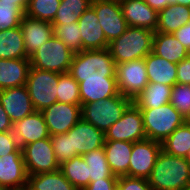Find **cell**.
<instances>
[{"mask_svg": "<svg viewBox=\"0 0 190 190\" xmlns=\"http://www.w3.org/2000/svg\"><path fill=\"white\" fill-rule=\"evenodd\" d=\"M152 190H183L190 186V164L184 157L161 150L147 178Z\"/></svg>", "mask_w": 190, "mask_h": 190, "instance_id": "6da1fadb", "label": "cell"}, {"mask_svg": "<svg viewBox=\"0 0 190 190\" xmlns=\"http://www.w3.org/2000/svg\"><path fill=\"white\" fill-rule=\"evenodd\" d=\"M78 83L116 77V64L108 48L74 53L68 72Z\"/></svg>", "mask_w": 190, "mask_h": 190, "instance_id": "7a4b0ae2", "label": "cell"}, {"mask_svg": "<svg viewBox=\"0 0 190 190\" xmlns=\"http://www.w3.org/2000/svg\"><path fill=\"white\" fill-rule=\"evenodd\" d=\"M154 33L150 29L128 26L120 37L108 45L115 64L145 58L152 52Z\"/></svg>", "mask_w": 190, "mask_h": 190, "instance_id": "3957f363", "label": "cell"}, {"mask_svg": "<svg viewBox=\"0 0 190 190\" xmlns=\"http://www.w3.org/2000/svg\"><path fill=\"white\" fill-rule=\"evenodd\" d=\"M133 100L118 93L103 101L81 105L82 119L91 123L102 132H106L122 116Z\"/></svg>", "mask_w": 190, "mask_h": 190, "instance_id": "277c9868", "label": "cell"}, {"mask_svg": "<svg viewBox=\"0 0 190 190\" xmlns=\"http://www.w3.org/2000/svg\"><path fill=\"white\" fill-rule=\"evenodd\" d=\"M146 139L162 143L186 119L169 103L158 108L140 109Z\"/></svg>", "mask_w": 190, "mask_h": 190, "instance_id": "5b68a950", "label": "cell"}, {"mask_svg": "<svg viewBox=\"0 0 190 190\" xmlns=\"http://www.w3.org/2000/svg\"><path fill=\"white\" fill-rule=\"evenodd\" d=\"M74 53L56 36H52L46 43L29 56L31 67L68 73Z\"/></svg>", "mask_w": 190, "mask_h": 190, "instance_id": "8992f818", "label": "cell"}, {"mask_svg": "<svg viewBox=\"0 0 190 190\" xmlns=\"http://www.w3.org/2000/svg\"><path fill=\"white\" fill-rule=\"evenodd\" d=\"M60 73L30 67L26 86L36 111L57 102L58 81Z\"/></svg>", "mask_w": 190, "mask_h": 190, "instance_id": "52a82bcc", "label": "cell"}, {"mask_svg": "<svg viewBox=\"0 0 190 190\" xmlns=\"http://www.w3.org/2000/svg\"><path fill=\"white\" fill-rule=\"evenodd\" d=\"M22 154L27 175L54 172L60 168L50 137L23 146Z\"/></svg>", "mask_w": 190, "mask_h": 190, "instance_id": "ba28073f", "label": "cell"}, {"mask_svg": "<svg viewBox=\"0 0 190 190\" xmlns=\"http://www.w3.org/2000/svg\"><path fill=\"white\" fill-rule=\"evenodd\" d=\"M118 92L133 101L149 84L144 58L116 64Z\"/></svg>", "mask_w": 190, "mask_h": 190, "instance_id": "9c48e42d", "label": "cell"}, {"mask_svg": "<svg viewBox=\"0 0 190 190\" xmlns=\"http://www.w3.org/2000/svg\"><path fill=\"white\" fill-rule=\"evenodd\" d=\"M98 23L102 26L105 38L110 43L120 37L128 28L119 0H92Z\"/></svg>", "mask_w": 190, "mask_h": 190, "instance_id": "30bf717a", "label": "cell"}, {"mask_svg": "<svg viewBox=\"0 0 190 190\" xmlns=\"http://www.w3.org/2000/svg\"><path fill=\"white\" fill-rule=\"evenodd\" d=\"M146 139L143 116L140 109L132 103L123 116L106 132L105 140L138 142Z\"/></svg>", "mask_w": 190, "mask_h": 190, "instance_id": "8fae6325", "label": "cell"}, {"mask_svg": "<svg viewBox=\"0 0 190 190\" xmlns=\"http://www.w3.org/2000/svg\"><path fill=\"white\" fill-rule=\"evenodd\" d=\"M161 150L162 143L151 139L134 142L129 160L128 176L147 179Z\"/></svg>", "mask_w": 190, "mask_h": 190, "instance_id": "7c38bea8", "label": "cell"}, {"mask_svg": "<svg viewBox=\"0 0 190 190\" xmlns=\"http://www.w3.org/2000/svg\"><path fill=\"white\" fill-rule=\"evenodd\" d=\"M41 112L50 136L67 133L82 118L81 105L58 101Z\"/></svg>", "mask_w": 190, "mask_h": 190, "instance_id": "4fadbf2b", "label": "cell"}, {"mask_svg": "<svg viewBox=\"0 0 190 190\" xmlns=\"http://www.w3.org/2000/svg\"><path fill=\"white\" fill-rule=\"evenodd\" d=\"M66 134L70 137L71 151L75 156H83L105 144V133L82 118Z\"/></svg>", "mask_w": 190, "mask_h": 190, "instance_id": "5bb4252c", "label": "cell"}, {"mask_svg": "<svg viewBox=\"0 0 190 190\" xmlns=\"http://www.w3.org/2000/svg\"><path fill=\"white\" fill-rule=\"evenodd\" d=\"M0 103L13 124L36 111L26 85L0 90Z\"/></svg>", "mask_w": 190, "mask_h": 190, "instance_id": "9a60e30c", "label": "cell"}, {"mask_svg": "<svg viewBox=\"0 0 190 190\" xmlns=\"http://www.w3.org/2000/svg\"><path fill=\"white\" fill-rule=\"evenodd\" d=\"M27 172L22 152L0 156V185L9 190H23L27 186Z\"/></svg>", "mask_w": 190, "mask_h": 190, "instance_id": "2e32d148", "label": "cell"}, {"mask_svg": "<svg viewBox=\"0 0 190 190\" xmlns=\"http://www.w3.org/2000/svg\"><path fill=\"white\" fill-rule=\"evenodd\" d=\"M128 26L150 29L156 32L158 12L144 0H119Z\"/></svg>", "mask_w": 190, "mask_h": 190, "instance_id": "e0dca14e", "label": "cell"}, {"mask_svg": "<svg viewBox=\"0 0 190 190\" xmlns=\"http://www.w3.org/2000/svg\"><path fill=\"white\" fill-rule=\"evenodd\" d=\"M13 133L20 148L35 141L50 137L41 111L24 117L13 124Z\"/></svg>", "mask_w": 190, "mask_h": 190, "instance_id": "ac0fdd59", "label": "cell"}, {"mask_svg": "<svg viewBox=\"0 0 190 190\" xmlns=\"http://www.w3.org/2000/svg\"><path fill=\"white\" fill-rule=\"evenodd\" d=\"M78 25L82 50H95L108 48V41L105 38L102 26L98 23L95 9L90 6L78 19Z\"/></svg>", "mask_w": 190, "mask_h": 190, "instance_id": "d6986e66", "label": "cell"}, {"mask_svg": "<svg viewBox=\"0 0 190 190\" xmlns=\"http://www.w3.org/2000/svg\"><path fill=\"white\" fill-rule=\"evenodd\" d=\"M19 27L23 34L28 56L33 54L53 36V26L51 22L30 18L26 15L23 16Z\"/></svg>", "mask_w": 190, "mask_h": 190, "instance_id": "ffe728a7", "label": "cell"}, {"mask_svg": "<svg viewBox=\"0 0 190 190\" xmlns=\"http://www.w3.org/2000/svg\"><path fill=\"white\" fill-rule=\"evenodd\" d=\"M81 105L103 101L116 96L118 92L116 77H105L79 82Z\"/></svg>", "mask_w": 190, "mask_h": 190, "instance_id": "44dd1931", "label": "cell"}, {"mask_svg": "<svg viewBox=\"0 0 190 190\" xmlns=\"http://www.w3.org/2000/svg\"><path fill=\"white\" fill-rule=\"evenodd\" d=\"M149 83H160L173 87L177 83V64L150 52L145 58Z\"/></svg>", "mask_w": 190, "mask_h": 190, "instance_id": "7402d4cb", "label": "cell"}, {"mask_svg": "<svg viewBox=\"0 0 190 190\" xmlns=\"http://www.w3.org/2000/svg\"><path fill=\"white\" fill-rule=\"evenodd\" d=\"M105 155L112 173L119 176H128L132 142L105 140Z\"/></svg>", "mask_w": 190, "mask_h": 190, "instance_id": "603a6c76", "label": "cell"}, {"mask_svg": "<svg viewBox=\"0 0 190 190\" xmlns=\"http://www.w3.org/2000/svg\"><path fill=\"white\" fill-rule=\"evenodd\" d=\"M29 59H0V90L26 85Z\"/></svg>", "mask_w": 190, "mask_h": 190, "instance_id": "cb8c5ba5", "label": "cell"}, {"mask_svg": "<svg viewBox=\"0 0 190 190\" xmlns=\"http://www.w3.org/2000/svg\"><path fill=\"white\" fill-rule=\"evenodd\" d=\"M152 52L175 64L190 55V52L173 34L160 32L154 33Z\"/></svg>", "mask_w": 190, "mask_h": 190, "instance_id": "d4e9b609", "label": "cell"}, {"mask_svg": "<svg viewBox=\"0 0 190 190\" xmlns=\"http://www.w3.org/2000/svg\"><path fill=\"white\" fill-rule=\"evenodd\" d=\"M190 22L189 7L172 4L158 12L156 32L173 34L180 27Z\"/></svg>", "mask_w": 190, "mask_h": 190, "instance_id": "484cf974", "label": "cell"}, {"mask_svg": "<svg viewBox=\"0 0 190 190\" xmlns=\"http://www.w3.org/2000/svg\"><path fill=\"white\" fill-rule=\"evenodd\" d=\"M0 59H29L19 26L0 31Z\"/></svg>", "mask_w": 190, "mask_h": 190, "instance_id": "4316f807", "label": "cell"}, {"mask_svg": "<svg viewBox=\"0 0 190 190\" xmlns=\"http://www.w3.org/2000/svg\"><path fill=\"white\" fill-rule=\"evenodd\" d=\"M171 90V86L160 83H149L133 103L139 109H156L170 102Z\"/></svg>", "mask_w": 190, "mask_h": 190, "instance_id": "83f0119b", "label": "cell"}, {"mask_svg": "<svg viewBox=\"0 0 190 190\" xmlns=\"http://www.w3.org/2000/svg\"><path fill=\"white\" fill-rule=\"evenodd\" d=\"M26 188L28 190H78L60 170L28 175Z\"/></svg>", "mask_w": 190, "mask_h": 190, "instance_id": "f1b7e54d", "label": "cell"}, {"mask_svg": "<svg viewBox=\"0 0 190 190\" xmlns=\"http://www.w3.org/2000/svg\"><path fill=\"white\" fill-rule=\"evenodd\" d=\"M31 0H0V31L20 25Z\"/></svg>", "mask_w": 190, "mask_h": 190, "instance_id": "f546056e", "label": "cell"}, {"mask_svg": "<svg viewBox=\"0 0 190 190\" xmlns=\"http://www.w3.org/2000/svg\"><path fill=\"white\" fill-rule=\"evenodd\" d=\"M59 170L78 190H83L90 183L88 165L83 156H75L69 161L60 164Z\"/></svg>", "mask_w": 190, "mask_h": 190, "instance_id": "4dcf8cb0", "label": "cell"}, {"mask_svg": "<svg viewBox=\"0 0 190 190\" xmlns=\"http://www.w3.org/2000/svg\"><path fill=\"white\" fill-rule=\"evenodd\" d=\"M91 4L92 0H61L52 25H65L78 21Z\"/></svg>", "mask_w": 190, "mask_h": 190, "instance_id": "1f68e13d", "label": "cell"}, {"mask_svg": "<svg viewBox=\"0 0 190 190\" xmlns=\"http://www.w3.org/2000/svg\"><path fill=\"white\" fill-rule=\"evenodd\" d=\"M190 148V126L184 122L162 142V150L167 154L185 157Z\"/></svg>", "mask_w": 190, "mask_h": 190, "instance_id": "d6a6232c", "label": "cell"}, {"mask_svg": "<svg viewBox=\"0 0 190 190\" xmlns=\"http://www.w3.org/2000/svg\"><path fill=\"white\" fill-rule=\"evenodd\" d=\"M83 158L88 165L90 181L102 180V178H118L110 169L104 147L87 152Z\"/></svg>", "mask_w": 190, "mask_h": 190, "instance_id": "836d02e7", "label": "cell"}, {"mask_svg": "<svg viewBox=\"0 0 190 190\" xmlns=\"http://www.w3.org/2000/svg\"><path fill=\"white\" fill-rule=\"evenodd\" d=\"M53 35L61 40L73 53L82 51V40L78 21L65 25H52Z\"/></svg>", "mask_w": 190, "mask_h": 190, "instance_id": "e575fe53", "label": "cell"}, {"mask_svg": "<svg viewBox=\"0 0 190 190\" xmlns=\"http://www.w3.org/2000/svg\"><path fill=\"white\" fill-rule=\"evenodd\" d=\"M57 101L81 105L79 83L69 74L62 73L58 81Z\"/></svg>", "mask_w": 190, "mask_h": 190, "instance_id": "d590c367", "label": "cell"}, {"mask_svg": "<svg viewBox=\"0 0 190 190\" xmlns=\"http://www.w3.org/2000/svg\"><path fill=\"white\" fill-rule=\"evenodd\" d=\"M60 3L61 0H31L25 11V15L52 23Z\"/></svg>", "mask_w": 190, "mask_h": 190, "instance_id": "8d00e7d4", "label": "cell"}, {"mask_svg": "<svg viewBox=\"0 0 190 190\" xmlns=\"http://www.w3.org/2000/svg\"><path fill=\"white\" fill-rule=\"evenodd\" d=\"M170 104L186 119L190 115V85L176 83L171 90Z\"/></svg>", "mask_w": 190, "mask_h": 190, "instance_id": "74e56055", "label": "cell"}, {"mask_svg": "<svg viewBox=\"0 0 190 190\" xmlns=\"http://www.w3.org/2000/svg\"><path fill=\"white\" fill-rule=\"evenodd\" d=\"M53 151L59 164L69 161L75 155L71 151L70 137L66 133L50 136Z\"/></svg>", "mask_w": 190, "mask_h": 190, "instance_id": "f35d334b", "label": "cell"}, {"mask_svg": "<svg viewBox=\"0 0 190 190\" xmlns=\"http://www.w3.org/2000/svg\"><path fill=\"white\" fill-rule=\"evenodd\" d=\"M117 190H152V188L145 178L119 176Z\"/></svg>", "mask_w": 190, "mask_h": 190, "instance_id": "ab89813d", "label": "cell"}, {"mask_svg": "<svg viewBox=\"0 0 190 190\" xmlns=\"http://www.w3.org/2000/svg\"><path fill=\"white\" fill-rule=\"evenodd\" d=\"M13 152H22L13 130L0 132V156H5Z\"/></svg>", "mask_w": 190, "mask_h": 190, "instance_id": "60d3db41", "label": "cell"}, {"mask_svg": "<svg viewBox=\"0 0 190 190\" xmlns=\"http://www.w3.org/2000/svg\"><path fill=\"white\" fill-rule=\"evenodd\" d=\"M177 83L190 85V55L177 64Z\"/></svg>", "mask_w": 190, "mask_h": 190, "instance_id": "b9f144b4", "label": "cell"}, {"mask_svg": "<svg viewBox=\"0 0 190 190\" xmlns=\"http://www.w3.org/2000/svg\"><path fill=\"white\" fill-rule=\"evenodd\" d=\"M118 178H102V180L90 181L83 190H117Z\"/></svg>", "mask_w": 190, "mask_h": 190, "instance_id": "7bdbcfd3", "label": "cell"}, {"mask_svg": "<svg viewBox=\"0 0 190 190\" xmlns=\"http://www.w3.org/2000/svg\"><path fill=\"white\" fill-rule=\"evenodd\" d=\"M173 35L190 52V22L180 27Z\"/></svg>", "mask_w": 190, "mask_h": 190, "instance_id": "ee69618b", "label": "cell"}, {"mask_svg": "<svg viewBox=\"0 0 190 190\" xmlns=\"http://www.w3.org/2000/svg\"><path fill=\"white\" fill-rule=\"evenodd\" d=\"M13 130V123L10 121L8 114L5 112L2 104L0 103V132Z\"/></svg>", "mask_w": 190, "mask_h": 190, "instance_id": "f6af8a7d", "label": "cell"}, {"mask_svg": "<svg viewBox=\"0 0 190 190\" xmlns=\"http://www.w3.org/2000/svg\"><path fill=\"white\" fill-rule=\"evenodd\" d=\"M152 9L160 12L168 6V0H144Z\"/></svg>", "mask_w": 190, "mask_h": 190, "instance_id": "bcb514c9", "label": "cell"}, {"mask_svg": "<svg viewBox=\"0 0 190 190\" xmlns=\"http://www.w3.org/2000/svg\"><path fill=\"white\" fill-rule=\"evenodd\" d=\"M180 4L184 6H190V0H168V5Z\"/></svg>", "mask_w": 190, "mask_h": 190, "instance_id": "7dc6e473", "label": "cell"}, {"mask_svg": "<svg viewBox=\"0 0 190 190\" xmlns=\"http://www.w3.org/2000/svg\"><path fill=\"white\" fill-rule=\"evenodd\" d=\"M188 162H189V164H190V148H189V150H188V152H187V154L185 155V157H184Z\"/></svg>", "mask_w": 190, "mask_h": 190, "instance_id": "c3c4849f", "label": "cell"}, {"mask_svg": "<svg viewBox=\"0 0 190 190\" xmlns=\"http://www.w3.org/2000/svg\"><path fill=\"white\" fill-rule=\"evenodd\" d=\"M185 122L190 126V115L186 118Z\"/></svg>", "mask_w": 190, "mask_h": 190, "instance_id": "681fc988", "label": "cell"}, {"mask_svg": "<svg viewBox=\"0 0 190 190\" xmlns=\"http://www.w3.org/2000/svg\"><path fill=\"white\" fill-rule=\"evenodd\" d=\"M0 190H9V189H7V188H5L4 186H1V185H0Z\"/></svg>", "mask_w": 190, "mask_h": 190, "instance_id": "f907efd6", "label": "cell"}]
</instances>
